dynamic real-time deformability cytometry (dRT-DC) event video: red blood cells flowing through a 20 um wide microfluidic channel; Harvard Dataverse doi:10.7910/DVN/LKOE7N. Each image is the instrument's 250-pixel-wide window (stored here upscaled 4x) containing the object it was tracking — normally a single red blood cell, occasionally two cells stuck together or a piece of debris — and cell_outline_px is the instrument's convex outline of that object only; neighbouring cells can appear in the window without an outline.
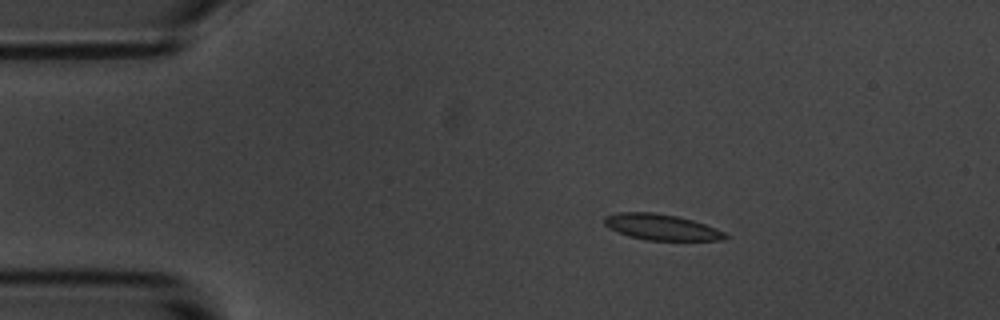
{"species": "common noctule bat (a hibernating species)", "species_latin": "Nyctalus noctula", "temperature_condition": "room temperature", "stored_images_in_passage": 4, "camera_frame_rate_fps": 3000, "um_per_image_px": 0.085, "animal": {"sex": "male", "body_mass_g": 20.1, "forearm_length_mm": 53.5}, "frame": {"image": 1, "passage_image": 2, "time_ms": 1.0, "image_size_px": [1000, 320], "cell_outline_px": [[728, 236], [724, 240], [648, 240], [628, 236], [608, 228], [604, 224], [604, 216], [616, 212], [656, 212], [676, 216], [692, 220], [704, 224], [724, 232]], "centroid_in_image_um": [56.16, 19.29], "position_along_channel_um": 28.8, "area_um2": 18.21}}
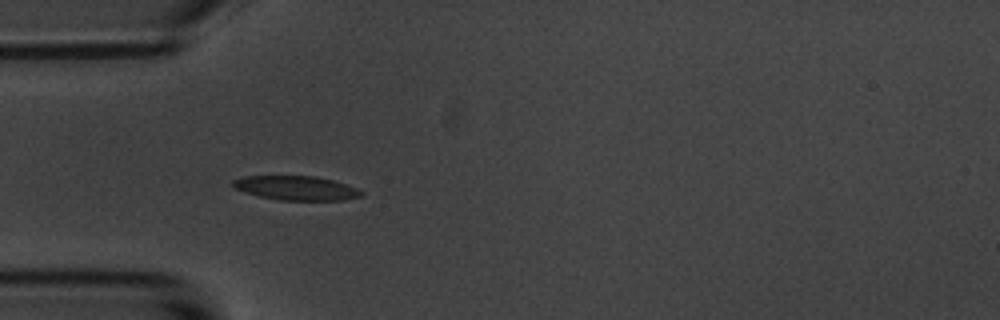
{"frame": {"image": 2, "passage_image": 4, "time_ms": 3.333, "image_size_px": [1000, 320], "cell_outline_px": [[364, 192], [360, 196], [344, 200], [280, 200], [260, 196], [244, 192], [236, 188], [232, 184], [232, 180], [244, 176], [316, 176], [332, 180], [356, 188]], "centroid_in_image_um": [25.16, 15.98], "position_along_channel_um": 59.8, "area_um2": 17.92}}